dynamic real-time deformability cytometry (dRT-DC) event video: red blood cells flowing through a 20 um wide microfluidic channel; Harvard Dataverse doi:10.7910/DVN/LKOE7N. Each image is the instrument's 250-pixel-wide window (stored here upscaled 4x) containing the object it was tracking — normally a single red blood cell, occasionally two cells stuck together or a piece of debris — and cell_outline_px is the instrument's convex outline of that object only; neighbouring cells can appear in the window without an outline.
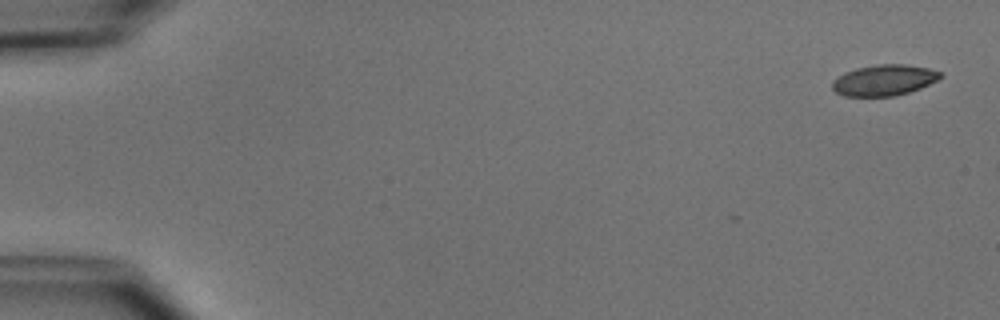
{"species": "common noctule bat (a hibernating species)", "species_latin": "Nyctalus noctula", "temperature_condition": "cold", "stored_images_in_passage": 8, "camera_frame_rate_fps": 3000, "um_per_image_px": 0.085, "animal": {"sex": "male", "body_mass_g": 15.6}, "frame": {"image": 1, "passage_image": 1, "time_ms": 0.0, "image_size_px": [1000, 320], "cell_outline_px": [[944, 76], [920, 88], [896, 96], [844, 96], [836, 92], [832, 88], [832, 80], [836, 76], [844, 72], [856, 68], [876, 64], [904, 64], [928, 68], [944, 72]], "centroid_in_image_um": [75.13, 6.8], "position_along_channel_um": 9.9, "area_um2": 19.65}}